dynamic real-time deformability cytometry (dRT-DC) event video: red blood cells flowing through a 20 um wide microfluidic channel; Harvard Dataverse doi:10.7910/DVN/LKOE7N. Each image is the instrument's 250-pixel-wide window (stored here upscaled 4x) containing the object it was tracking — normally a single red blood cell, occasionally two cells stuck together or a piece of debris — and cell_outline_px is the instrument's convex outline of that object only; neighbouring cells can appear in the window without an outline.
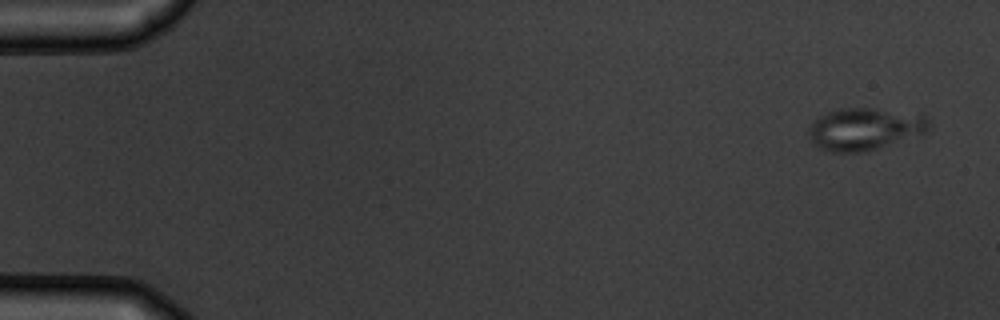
{"species": "common noctule bat (a hibernating species)", "species_latin": "Nyctalus noctula", "temperature_condition": "warm", "stored_images_in_passage": 5, "camera_frame_rate_fps": 3000, "um_per_image_px": 0.085, "animal": {"sex": "male", "body_mass_g": 19.5, "forearm_length_mm": 54.6}, "frame": {"image": 1, "passage_image": 1, "time_ms": 0.0, "image_size_px": [1000, 320], "cell_outline_px": [[928, 128], [924, 136], [860, 152], [832, 152], [820, 148], [812, 144], [808, 136], [808, 128], [820, 116], [828, 112], [840, 108], [872, 108], [924, 116], [928, 120]], "centroid_in_image_um": [73.48, 10.99], "position_along_channel_um": 11.5, "area_um2": 29.48}}